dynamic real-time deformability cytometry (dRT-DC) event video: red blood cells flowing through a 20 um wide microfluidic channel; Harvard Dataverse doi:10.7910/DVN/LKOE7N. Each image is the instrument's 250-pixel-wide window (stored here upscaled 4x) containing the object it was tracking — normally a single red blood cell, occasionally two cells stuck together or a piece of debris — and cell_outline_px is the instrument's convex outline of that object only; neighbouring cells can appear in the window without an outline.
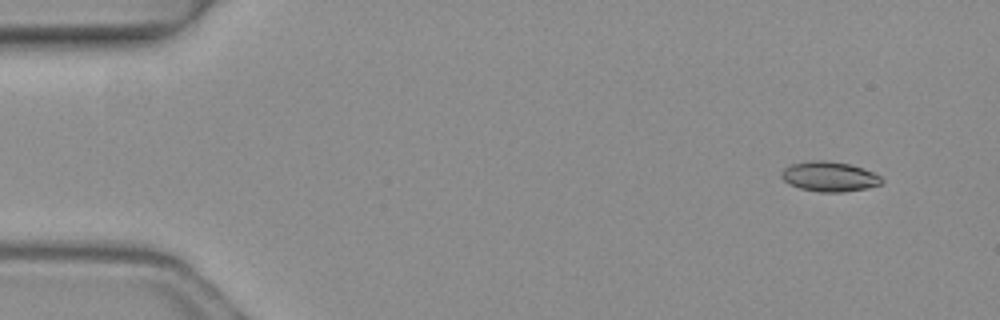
{"species": "common noctule bat (a hibernating species)", "species_latin": "Nyctalus noctula", "temperature_condition": "warm", "stored_images_in_passage": 4, "camera_frame_rate_fps": 3000, "um_per_image_px": 0.085, "animal": {"sex": "female", "body_mass_g": 19.3, "forearm_length_mm": 54.1}, "frame": {"image": 1, "passage_image": 1, "time_ms": 0.0, "image_size_px": [1000, 320], "cell_outline_px": [[884, 180], [880, 184], [864, 188], [844, 192], [820, 192], [800, 188], [788, 184], [780, 176], [780, 172], [784, 168], [792, 164], [808, 160], [824, 160], [848, 164], [864, 168], [880, 176]], "centroid_in_image_um": [70.46, 15.0], "position_along_channel_um": 14.5, "area_um2": 17.46}}
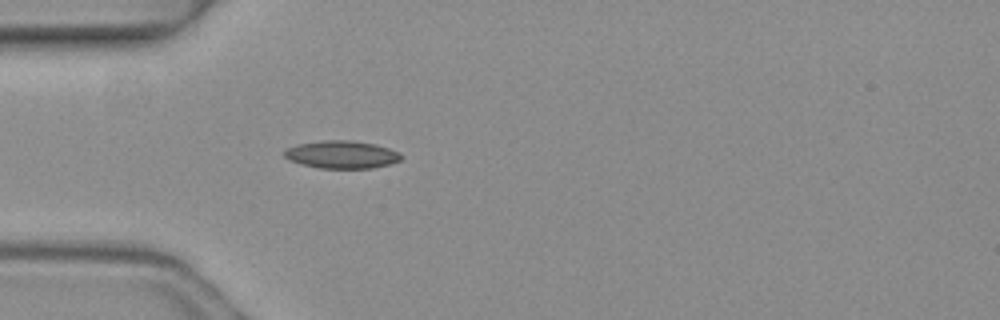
{"frame": {"image": 2, "passage_image": 4, "time_ms": 1.0, "image_size_px": [1000, 320], "cell_outline_px": [[404, 156], [400, 160], [388, 164], [372, 168], [320, 168], [304, 164], [292, 160], [284, 156], [284, 152], [288, 148], [296, 144], [324, 140], [352, 140], [376, 144], [400, 152]], "centroid_in_image_um": [29.09, 13.12], "position_along_channel_um": 55.9, "area_um2": 18.73}}